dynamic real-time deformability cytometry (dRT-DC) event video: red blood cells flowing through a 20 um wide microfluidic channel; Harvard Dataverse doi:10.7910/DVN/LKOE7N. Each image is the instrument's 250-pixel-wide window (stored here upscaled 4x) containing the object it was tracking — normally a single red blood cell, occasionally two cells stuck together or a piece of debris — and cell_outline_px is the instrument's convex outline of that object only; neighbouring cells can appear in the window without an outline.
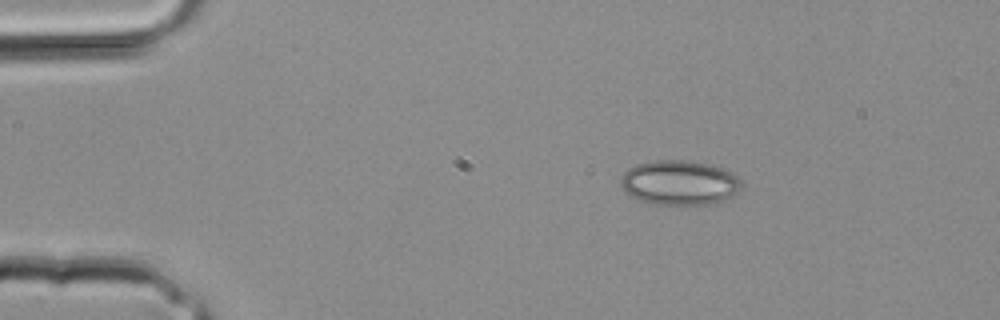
{"species": "common noctule bat (a hibernating species)", "species_latin": "Nyctalus noctula", "temperature_condition": "room temperature", "stored_images_in_passage": 3, "segment_of_instrument_passage": [1, 2], "camera_frame_rate_fps": 3000, "um_per_image_px": 0.085, "animal": {"sex": "male", "body_mass_g": 20.4}, "frame": {"image": 1, "passage_image": 1, "time_ms": 0.0, "image_size_px": [1000, 320], "cell_outline_px": [[740, 188], [732, 196], [720, 204], [652, 204], [636, 200], [624, 192], [620, 188], [620, 176], [628, 168], [636, 164], [652, 160], [688, 160], [708, 164], [720, 168], [740, 176]], "centroid_in_image_um": [57.7, 15.54], "position_along_channel_um": 27.3, "area_um2": 31.96}}